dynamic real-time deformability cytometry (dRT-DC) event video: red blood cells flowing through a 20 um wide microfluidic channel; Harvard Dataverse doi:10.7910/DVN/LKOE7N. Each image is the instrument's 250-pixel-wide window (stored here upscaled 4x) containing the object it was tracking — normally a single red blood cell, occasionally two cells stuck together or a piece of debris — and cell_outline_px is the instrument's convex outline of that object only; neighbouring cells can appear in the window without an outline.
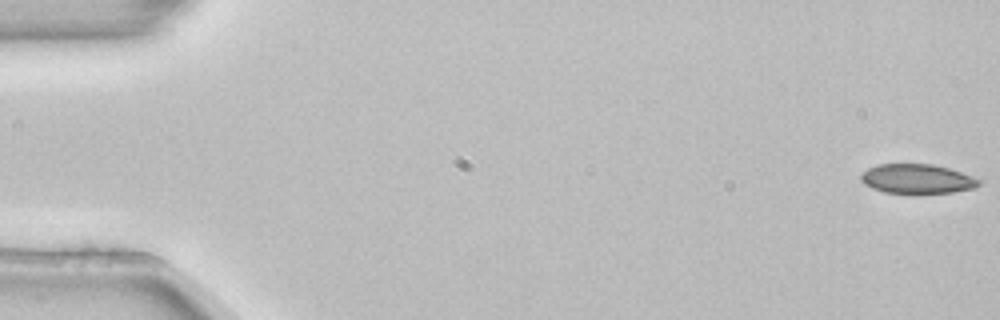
{"species": "common noctule bat (a hibernating species)", "species_latin": "Nyctalus noctula", "temperature_condition": "room temperature", "stored_images_in_passage": 5, "camera_frame_rate_fps": 3000, "um_per_image_px": 0.085, "animal": {"sex": "female", "body_mass_g": 22.7, "forearm_length_mm": 54.2}, "frame": {"image": 1, "passage_image": 1, "time_ms": 0.0, "image_size_px": [1000, 320], "cell_outline_px": [[984, 180], [976, 188], [952, 192], [884, 192], [872, 188], [864, 184], [860, 180], [860, 176], [868, 168], [876, 164], [932, 164], [948, 168]], "centroid_in_image_um": [77.97, 15.19], "position_along_channel_um": 7.0, "area_um2": 20.06}}
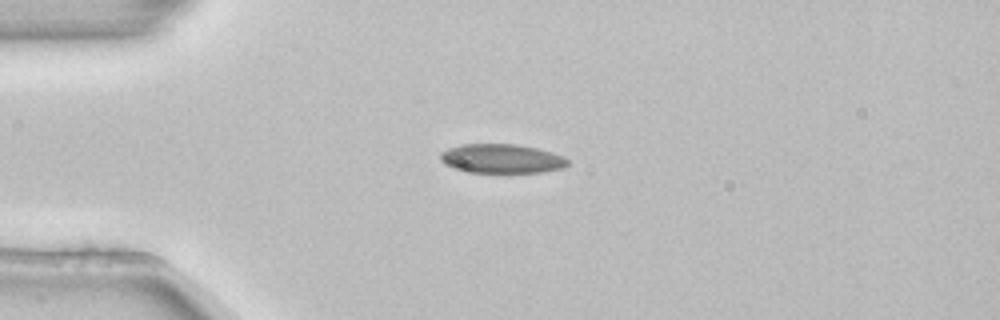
{"frame": {"image": 2, "passage_image": 4, "time_ms": 1.0, "image_size_px": [1000, 320], "cell_outline_px": [[568, 164], [564, 168], [540, 172], [468, 172], [452, 168], [444, 164], [440, 160], [440, 152], [448, 148], [460, 144], [516, 144], [536, 148], [552, 152], [564, 156], [568, 160]], "centroid_in_image_um": [42.61, 13.48], "position_along_channel_um": 42.4, "area_um2": 21.73}}